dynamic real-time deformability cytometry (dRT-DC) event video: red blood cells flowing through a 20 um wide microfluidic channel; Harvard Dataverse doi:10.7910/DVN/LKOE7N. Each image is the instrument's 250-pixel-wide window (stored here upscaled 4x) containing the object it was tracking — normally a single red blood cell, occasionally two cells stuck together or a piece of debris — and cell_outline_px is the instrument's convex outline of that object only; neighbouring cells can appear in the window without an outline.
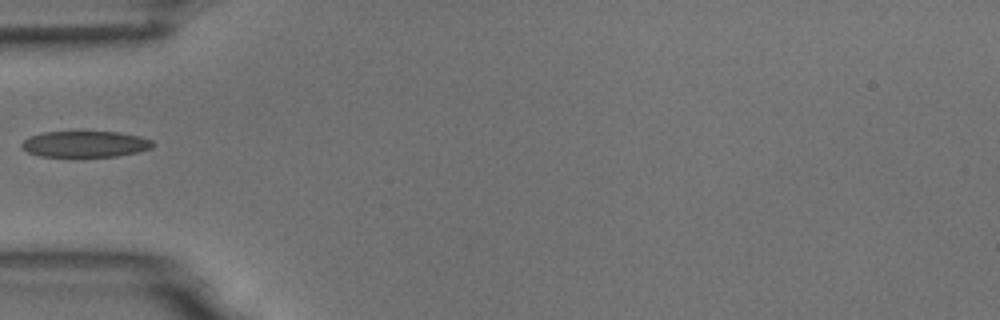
{"species": "common noctule bat (a hibernating species)", "species_latin": "Nyctalus noctula", "temperature_condition": "room temperature", "stored_images_in_passage": 6, "camera_frame_rate_fps": 3000, "um_per_image_px": 0.085, "animal": {"sex": "male", "body_mass_g": 18.8}, "frame": {"image": 1, "passage_image": 5, "time_ms": 4.667, "image_size_px": [1000, 320], "cell_outline_px": [[156, 144], [152, 148], [136, 152], [116, 156], [72, 160], [40, 156], [28, 152], [20, 148], [20, 144], [28, 136], [44, 132], [120, 132], [140, 136], [152, 140]], "centroid_in_image_um": [7.19, 12.3], "position_along_channel_um": 77.8, "area_um2": 21.1}}